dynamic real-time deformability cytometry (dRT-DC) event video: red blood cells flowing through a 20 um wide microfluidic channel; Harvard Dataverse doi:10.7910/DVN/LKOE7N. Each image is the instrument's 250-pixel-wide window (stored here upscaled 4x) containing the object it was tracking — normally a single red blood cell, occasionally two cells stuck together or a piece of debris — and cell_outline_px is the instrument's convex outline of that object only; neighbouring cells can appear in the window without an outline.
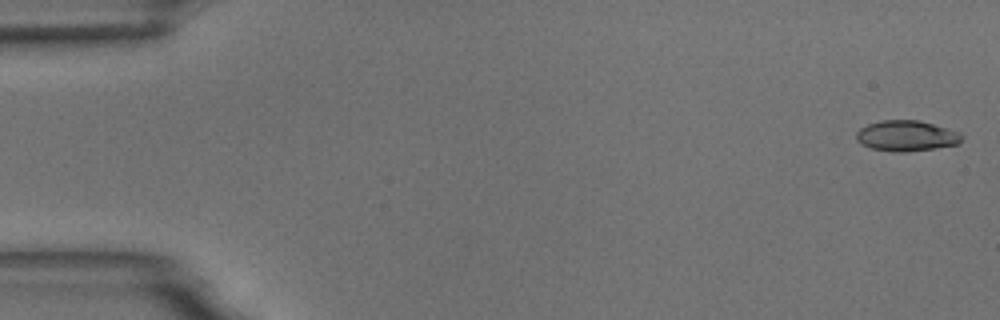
{"species": "common noctule bat (a hibernating species)", "species_latin": "Nyctalus noctula", "temperature_condition": "room temperature", "stored_images_in_passage": 55, "camera_frame_rate_fps": 3000, "um_per_image_px": 0.085, "animal": {"sex": "male", "body_mass_g": 18.8}, "frame": {"image": 1, "passage_image": 1, "time_ms": 0.0, "image_size_px": [1000, 320], "cell_outline_px": [[964, 136], [956, 144], [936, 148], [904, 152], [892, 152], [872, 148], [860, 144], [856, 140], [856, 132], [860, 128], [868, 124], [880, 120], [920, 120], [960, 132]], "centroid_in_image_um": [77.02, 11.54], "position_along_channel_um": 8.0, "area_um2": 18.9}}
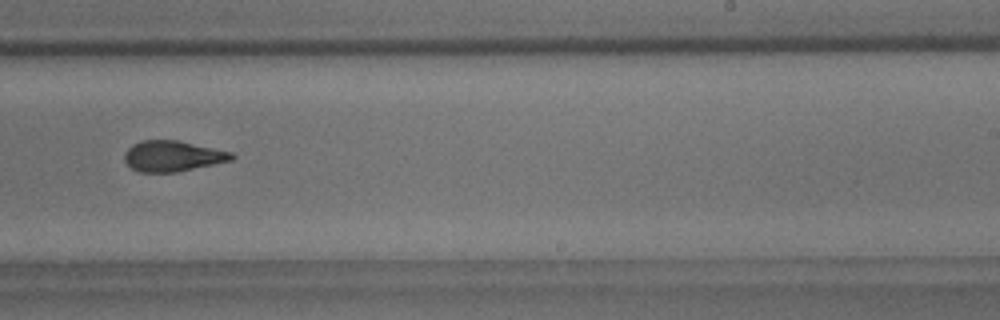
{"frame": {"image": 2, "passage_image": 34, "time_ms": 11.0, "image_size_px": [1000, 320], "cell_outline_px": [[236, 156], [232, 160], [176, 172], [140, 172], [132, 168], [124, 160], [124, 152], [132, 144], [140, 140], [176, 140], [232, 152]], "centroid_in_image_um": [14.65, 13.26], "position_along_channel_um": 274.4, "area_um2": 19.07}}
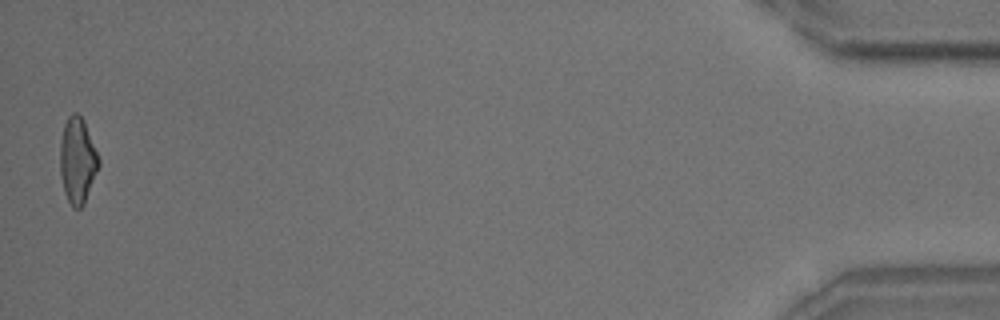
{"frame": {"image": 3, "passage_image": 54, "time_ms": 17.667, "image_size_px": [1000, 320], "cell_outline_px": [[100, 164], [84, 204], [80, 208], [72, 208], [64, 192], [60, 176], [60, 140], [64, 124], [68, 116], [72, 112], [76, 112], [84, 120], [100, 160]], "centroid_in_image_um": [6.57, 13.64], "position_along_channel_um": 428.6, "area_um2": 19.42}, "authors_computed_cell_mechanics": {"area_um2": 19.4208, "velocity_mm_per_s": 3.7026, "shape_relaxation_time_tau1_ms": 5.2042, "shape_relaxation_time_tau2_ms": 2.3222, "deformation_change_tau1": 0.1778, "deformation_change_tau2": 0.1015}}